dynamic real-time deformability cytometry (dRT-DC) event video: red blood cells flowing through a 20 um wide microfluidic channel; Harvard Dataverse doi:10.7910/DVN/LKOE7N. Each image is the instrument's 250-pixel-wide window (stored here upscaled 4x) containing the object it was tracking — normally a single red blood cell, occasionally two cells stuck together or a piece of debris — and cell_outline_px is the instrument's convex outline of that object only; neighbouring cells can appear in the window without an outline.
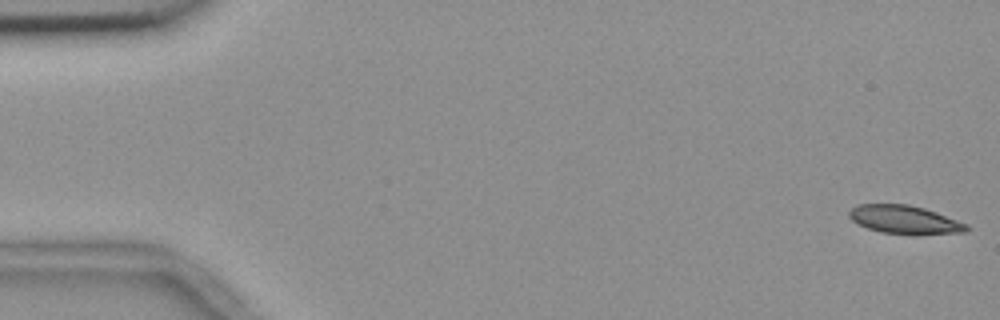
{"species": "common noctule bat (a hibernating species)", "species_latin": "Nyctalus noctula", "temperature_condition": "room temperature", "stored_images_in_passage": 55, "camera_frame_rate_fps": 3000, "um_per_image_px": 0.085, "animal": {"sex": "female", "body_mass_g": 18.4}, "frame": {"image": 1, "passage_image": 1, "time_ms": 0.0, "image_size_px": [1000, 320], "cell_outline_px": [[972, 228], [968, 232], [916, 236], [912, 236], [880, 232], [868, 228], [852, 220], [848, 216], [848, 212], [856, 204], [908, 204], [924, 208], [936, 212], [968, 224]], "centroid_in_image_um": [76.96, 18.7], "position_along_channel_um": 8.0, "area_um2": 20.0}}
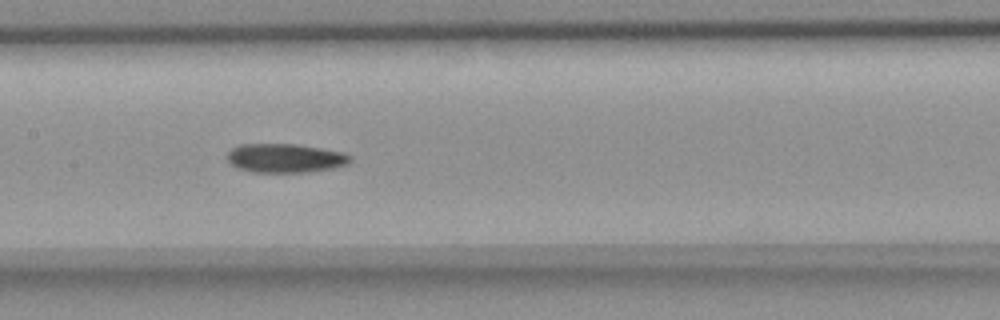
{"frame": {"image": 2, "passage_image": 27, "time_ms": 8.667, "image_size_px": [1000, 320], "cell_outline_px": [[352, 160], [348, 164], [332, 168], [308, 172], [252, 172], [240, 168], [232, 164], [228, 160], [228, 152], [232, 148], [240, 144], [296, 144], [344, 152], [352, 156]], "centroid_in_image_um": [24.28, 13.43], "position_along_channel_um": 183.1, "area_um2": 20.69}}
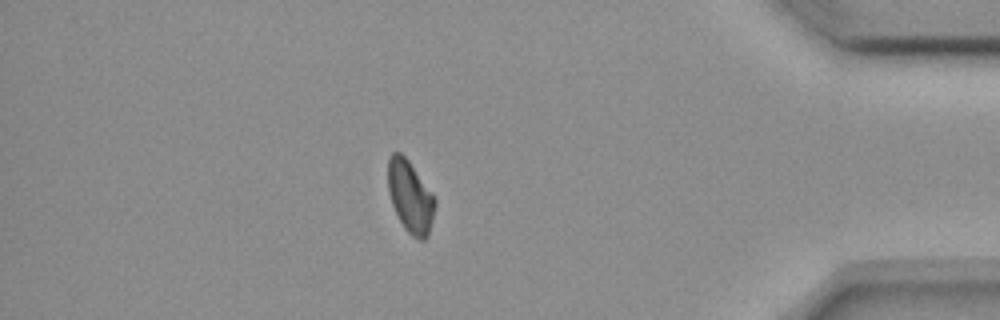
{"frame": {"image": 3, "passage_image": 48, "time_ms": 15.667, "image_size_px": [1000, 320], "cell_outline_px": [[436, 204], [428, 236], [424, 240], [420, 240], [412, 236], [404, 228], [392, 204], [388, 192], [388, 156], [392, 152], [400, 152], [408, 160], [432, 192], [436, 200]], "centroid_in_image_um": [34.87, 16.71], "position_along_channel_um": 400.3, "area_um2": 19.71}}